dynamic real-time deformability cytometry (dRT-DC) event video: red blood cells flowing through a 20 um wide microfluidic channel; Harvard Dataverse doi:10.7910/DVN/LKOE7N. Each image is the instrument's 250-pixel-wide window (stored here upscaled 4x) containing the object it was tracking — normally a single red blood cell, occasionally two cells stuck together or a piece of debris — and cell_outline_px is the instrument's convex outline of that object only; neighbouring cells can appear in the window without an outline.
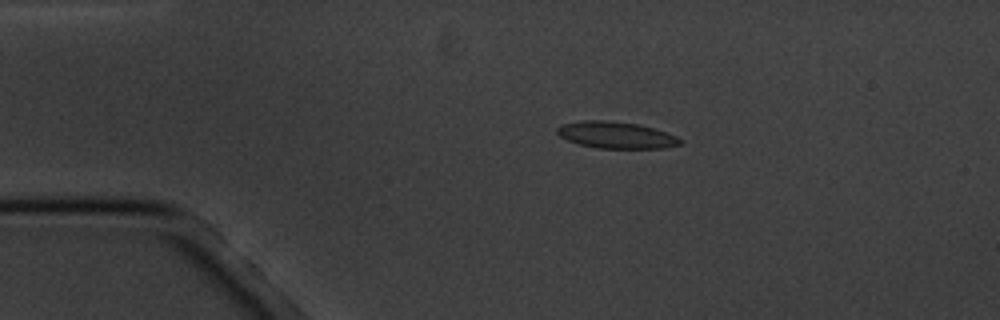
{"species": "common noctule bat (a hibernating species)", "species_latin": "Nyctalus noctula", "temperature_condition": "cold", "stored_images_in_passage": 17, "segment_of_instrument_passage": [1, 2], "camera_frame_rate_fps": 3000, "um_per_image_px": 0.085, "animal": {"sex": "male", "body_mass_g": 20.1, "forearm_length_mm": 53.5}, "frame": {"image": 1, "passage_image": 3, "time_ms": 2.333, "image_size_px": [1000, 320], "cell_outline_px": [[684, 140], [680, 144], [664, 148], [596, 148], [580, 144], [568, 140], [560, 136], [556, 132], [556, 128], [560, 124], [584, 120], [608, 120], [636, 124], [652, 128], [676, 136]], "centroid_in_image_um": [52.34, 11.47], "position_along_channel_um": 32.7, "area_um2": 19.02}}
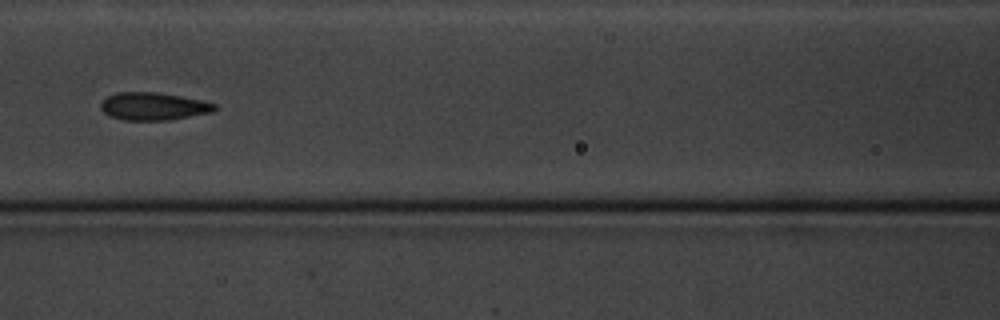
{"frame": {"image": 2, "passage_image": 7, "time_ms": 7.0, "image_size_px": [1000, 320], "cell_outline_px": [[216, 108], [212, 112], [168, 120], [124, 120], [112, 116], [104, 112], [100, 108], [100, 100], [116, 92], [156, 92], [180, 96], [200, 100], [216, 104]], "centroid_in_image_um": [13.0, 9.03], "position_along_channel_um": 153.6, "area_um2": 18.26}}
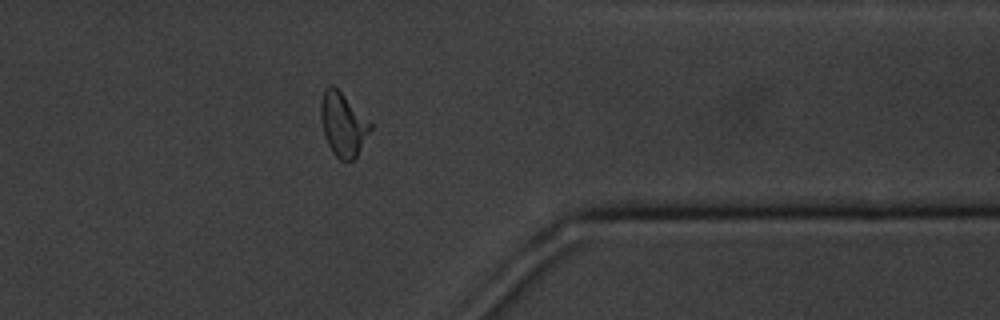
{"frame": {"image": 3, "passage_image": 13, "time_ms": 14.0, "image_size_px": [1000, 320], "cell_outline_px": [[372, 128], [356, 160], [340, 160], [332, 152], [324, 136], [320, 116], [320, 100], [324, 88], [328, 84], [332, 84], [372, 124]], "centroid_in_image_um": [29.14, 10.59], "position_along_channel_um": 382.3, "area_um2": 18.44}}